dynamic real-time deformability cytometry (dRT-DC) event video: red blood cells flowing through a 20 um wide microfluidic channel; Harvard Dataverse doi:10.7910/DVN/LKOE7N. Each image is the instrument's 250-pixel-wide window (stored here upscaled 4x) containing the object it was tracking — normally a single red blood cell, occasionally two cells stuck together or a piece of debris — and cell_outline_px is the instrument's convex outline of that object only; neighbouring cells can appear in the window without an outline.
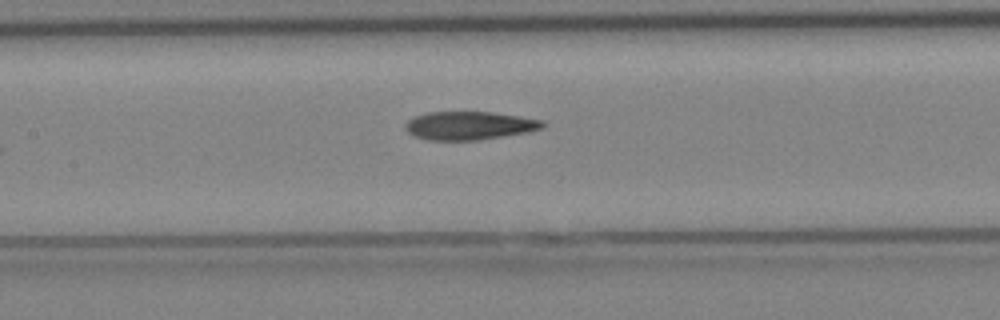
{"species": "Egyptian fruit bat (a non-hibernating species)", "species_latin": "Rousettus aegyptiacus", "temperature_condition": "cold", "stored_images_in_passage": 7, "camera_frame_rate_fps": 3000, "um_per_image_px": 0.085, "animal": {"sex": "female"}, "frame": {"image": 1, "passage_image": 6, "time_ms": 5.667, "image_size_px": [1000, 320], "cell_outline_px": [[544, 124], [540, 128], [528, 132], [476, 140], [428, 140], [416, 136], [408, 132], [404, 128], [404, 124], [408, 120], [416, 116], [428, 112], [492, 112], [544, 120]], "centroid_in_image_um": [39.86, 10.67], "position_along_channel_um": 167.5, "area_um2": 22.43}}